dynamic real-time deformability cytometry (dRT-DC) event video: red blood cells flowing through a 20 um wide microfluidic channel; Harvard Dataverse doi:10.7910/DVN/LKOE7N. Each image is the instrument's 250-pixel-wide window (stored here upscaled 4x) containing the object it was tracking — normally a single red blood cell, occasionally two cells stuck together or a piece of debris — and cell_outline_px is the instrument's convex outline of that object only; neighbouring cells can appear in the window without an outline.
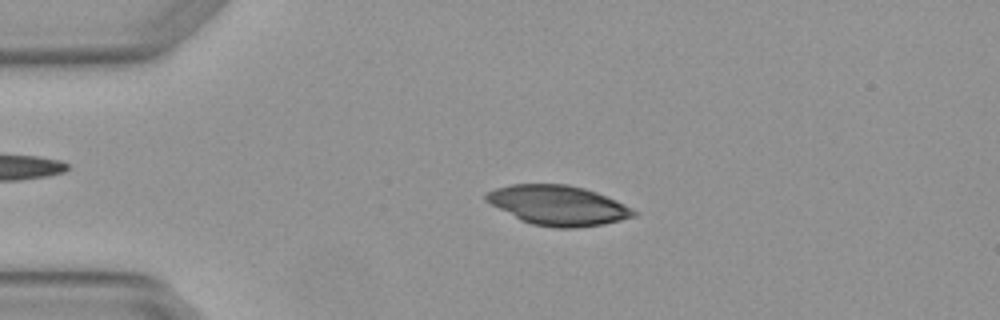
{"species": "Egyptian fruit bat (a non-hibernating species)", "species_latin": "Rousettus aegyptiacus", "temperature_condition": "warm", "stored_images_in_passage": 4, "camera_frame_rate_fps": 3000, "um_per_image_px": 0.085, "animal": {"sex": "female"}, "frame": {"image": 1, "passage_image": 3, "time_ms": 0.667, "image_size_px": [1000, 320], "cell_outline_px": [[640, 212], [636, 216], [604, 224], [576, 228], [556, 228], [532, 224], [520, 220], [484, 200], [484, 196], [488, 192], [496, 188], [512, 184], [568, 184], [584, 188], [596, 192], [616, 200]], "centroid_in_image_um": [47.46, 17.46], "position_along_channel_um": 37.5, "area_um2": 34.22}}